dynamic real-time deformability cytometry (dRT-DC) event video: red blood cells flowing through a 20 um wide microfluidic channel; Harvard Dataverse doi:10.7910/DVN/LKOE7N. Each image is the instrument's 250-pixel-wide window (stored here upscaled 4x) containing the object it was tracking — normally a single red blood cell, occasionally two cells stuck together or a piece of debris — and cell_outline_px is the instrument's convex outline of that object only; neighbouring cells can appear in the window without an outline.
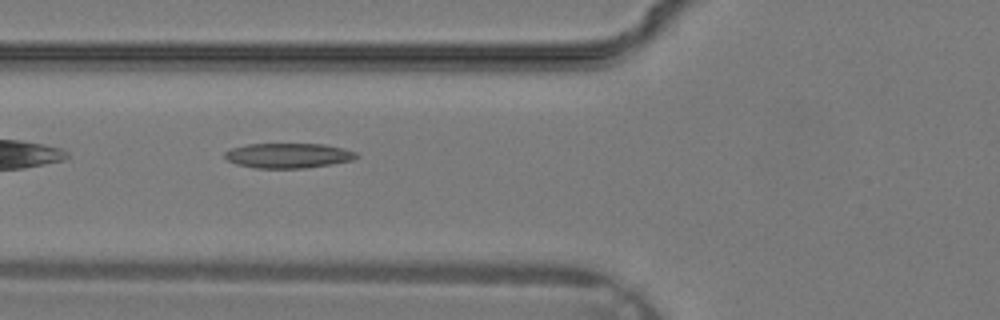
{"species": "common noctule bat (a hibernating species)", "species_latin": "Nyctalus noctula", "temperature_condition": "warm", "stored_images_in_passage": 22, "camera_frame_rate_fps": 3000, "um_per_image_px": 0.085, "animal": {"sex": "male", "body_mass_g": 19.2, "forearm_length_mm": 51.8}, "frame": {"image": 1, "passage_image": 2, "time_ms": 0.333, "image_size_px": [1000, 320], "cell_outline_px": [[360, 156], [352, 160], [332, 164], [304, 168], [256, 168], [236, 164], [228, 160], [224, 156], [224, 152], [232, 148], [248, 144], [324, 144], [344, 148], [356, 152]], "centroid_in_image_um": [24.52, 13.22], "position_along_channel_um": 101.3, "area_um2": 19.13}}
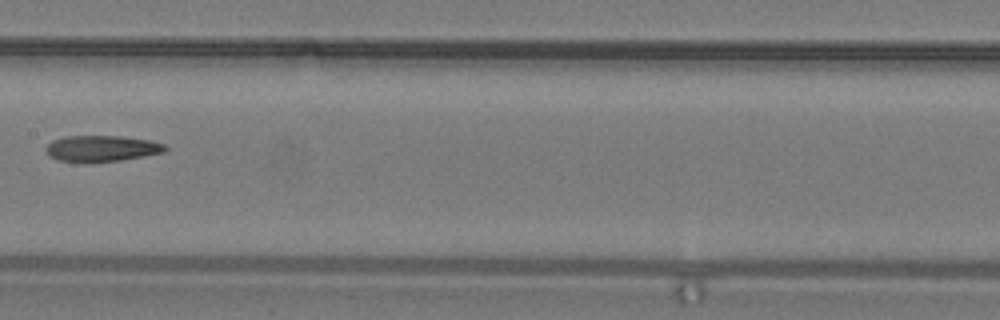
{"frame": {"image": 2, "passage_image": 7, "time_ms": 2.0, "image_size_px": [1000, 320], "cell_outline_px": [[168, 148], [164, 152], [144, 156], [120, 160], [88, 164], [84, 164], [60, 160], [48, 156], [44, 148], [52, 140], [64, 136], [120, 136], [148, 140], [164, 144]], "centroid_in_image_um": [8.58, 12.64], "position_along_channel_um": 198.8, "area_um2": 18.5}}
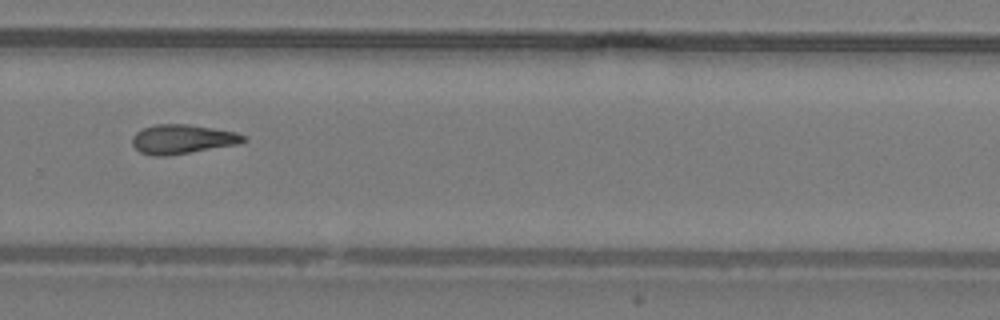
{"frame": {"image": 3, "passage_image": 13, "time_ms": 4.0, "image_size_px": [1000, 320], "cell_outline_px": [[248, 140], [236, 144], [164, 156], [152, 156], [140, 152], [132, 144], [132, 136], [136, 132], [144, 128], [156, 124], [188, 124], [236, 132], [244, 136]], "centroid_in_image_um": [15.46, 11.82], "position_along_channel_um": 314.3, "area_um2": 18.67}}